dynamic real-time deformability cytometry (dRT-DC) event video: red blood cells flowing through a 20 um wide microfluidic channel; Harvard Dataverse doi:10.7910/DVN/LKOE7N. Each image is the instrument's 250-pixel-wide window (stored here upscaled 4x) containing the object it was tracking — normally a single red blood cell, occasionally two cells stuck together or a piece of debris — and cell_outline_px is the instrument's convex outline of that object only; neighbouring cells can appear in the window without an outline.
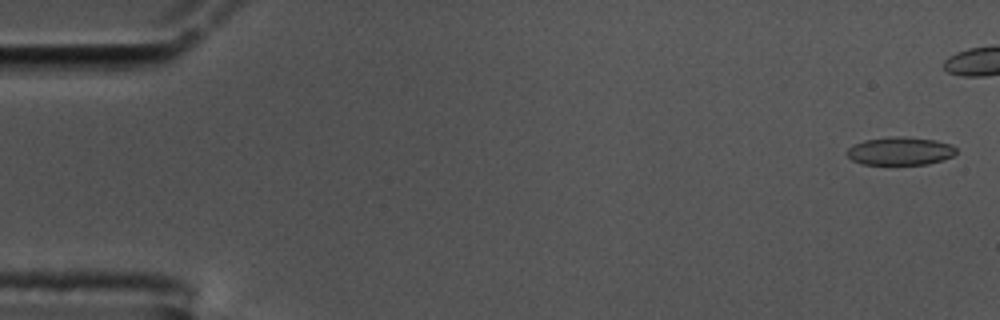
{"species": "common noctule bat (a hibernating species)", "species_latin": "Nyctalus noctula", "temperature_condition": "cold", "stored_images_in_passage": 46, "camera_frame_rate_fps": 3000, "um_per_image_px": 0.085, "animal": {"sex": "male", "body_mass_g": 17.5, "forearm_length_mm": 52.3}, "frame": {"image": 1, "passage_image": 2, "time_ms": 0.333, "image_size_px": [1000, 320], "cell_outline_px": [[956, 152], [952, 156], [928, 164], [860, 164], [852, 160], [848, 156], [848, 148], [864, 140], [888, 136], [904, 136], [936, 140], [952, 144], [956, 148]], "centroid_in_image_um": [76.52, 12.82], "position_along_channel_um": 8.5, "area_um2": 17.86}}
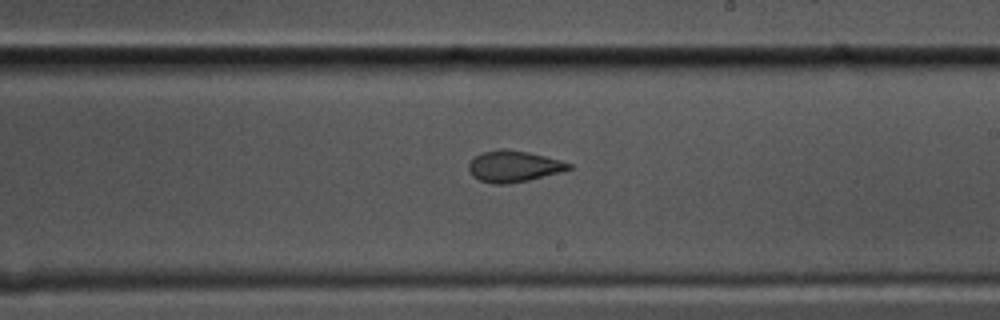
{"frame": {"image": 2, "passage_image": 33, "time_ms": 10.667, "image_size_px": [1000, 320], "cell_outline_px": [[572, 168], [560, 172], [528, 180], [508, 184], [492, 184], [480, 180], [472, 176], [468, 168], [468, 164], [476, 156], [484, 152], [528, 152], [560, 160], [572, 164]], "centroid_in_image_um": [43.68, 14.19], "position_along_channel_um": 245.3, "area_um2": 17.46}}
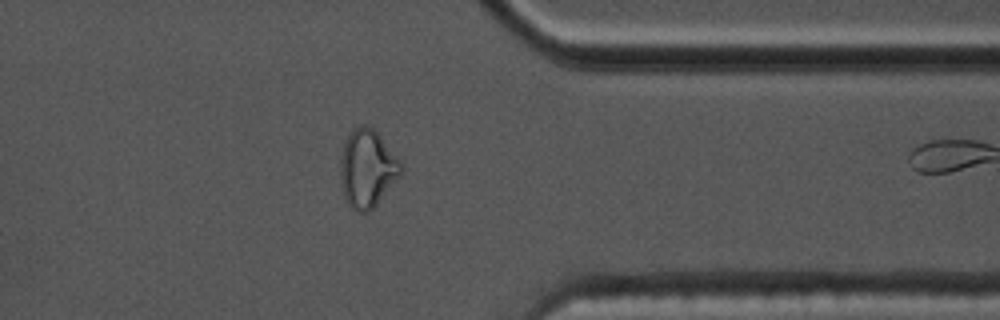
{"frame": {"image": 3, "passage_image": 45, "time_ms": 14.667, "image_size_px": [1000, 320], "cell_outline_px": [[404, 168], [400, 176], [376, 204], [368, 212], [356, 212], [344, 200], [340, 176], [340, 160], [344, 140], [352, 128], [364, 124], [368, 124], [380, 136], [400, 160]], "centroid_in_image_um": [31.2, 14.31], "position_along_channel_um": 380.2, "area_um2": 27.63}}